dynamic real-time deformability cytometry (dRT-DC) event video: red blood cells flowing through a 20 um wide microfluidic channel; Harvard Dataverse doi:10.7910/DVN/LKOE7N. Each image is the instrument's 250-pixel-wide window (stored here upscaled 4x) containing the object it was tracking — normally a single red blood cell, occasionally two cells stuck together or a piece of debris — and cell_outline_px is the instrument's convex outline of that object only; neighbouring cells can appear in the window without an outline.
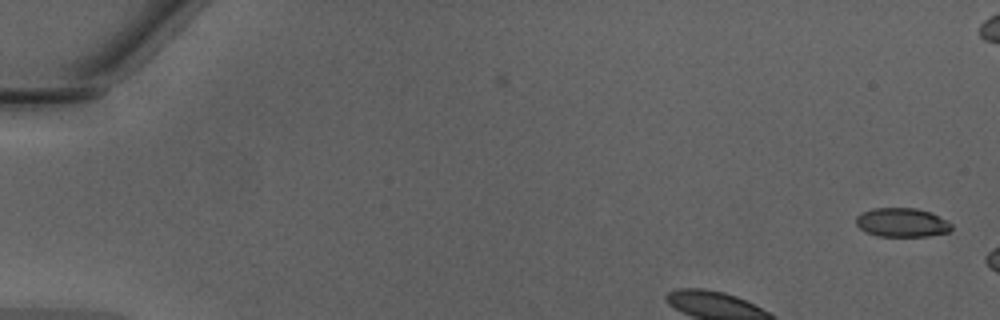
{"species": "Egyptian fruit bat (a non-hibernating species)", "species_latin": "Rousettus aegyptiacus", "temperature_condition": "warm", "stored_images_in_passage": 9, "camera_frame_rate_fps": 3000, "um_per_image_px": 0.085, "animal": {"sex": "male"}, "frame": {"image": 1, "passage_image": 1, "time_ms": 0.0, "image_size_px": [1000, 320], "cell_outline_px": [[952, 228], [948, 232], [928, 236], [876, 236], [864, 232], [856, 224], [856, 216], [860, 212], [872, 208], [916, 208], [932, 212], [948, 220], [952, 224]], "centroid_in_image_um": [76.66, 18.9], "position_along_channel_um": 8.3, "area_um2": 16.42}}